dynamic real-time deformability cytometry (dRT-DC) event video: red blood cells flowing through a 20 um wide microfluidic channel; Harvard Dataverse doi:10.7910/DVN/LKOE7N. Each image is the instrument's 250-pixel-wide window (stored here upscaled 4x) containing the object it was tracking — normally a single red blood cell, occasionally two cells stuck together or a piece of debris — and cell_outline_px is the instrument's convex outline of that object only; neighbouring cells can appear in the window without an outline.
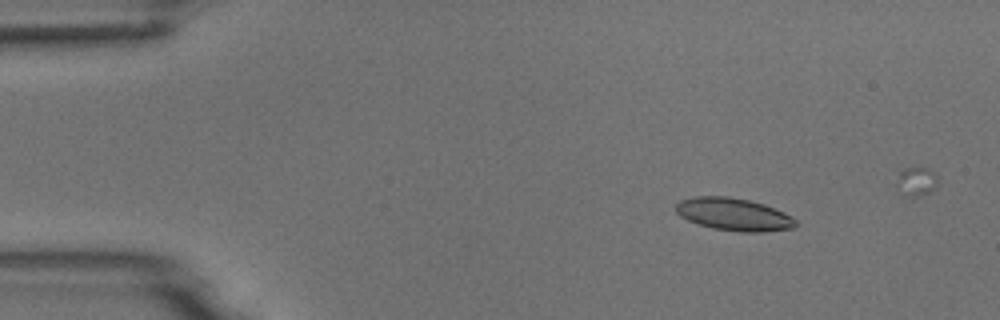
{"species": "common noctule bat (a hibernating species)", "species_latin": "Nyctalus noctula", "temperature_condition": "room temperature", "stored_images_in_passage": 17, "camera_frame_rate_fps": 3000, "um_per_image_px": 0.085, "animal": {"sex": "male", "body_mass_g": 18.8}, "frame": {"image": 1, "passage_image": 8, "time_ms": 2.333, "image_size_px": [1000, 320], "cell_outline_px": [[800, 224], [792, 228], [764, 232], [740, 232], [712, 228], [688, 220], [680, 216], [676, 212], [676, 204], [680, 200], [692, 196], [728, 196], [748, 200], [764, 204], [784, 212], [792, 216]], "centroid_in_image_um": [62.39, 18.22], "position_along_channel_um": 22.6, "area_um2": 22.89}}
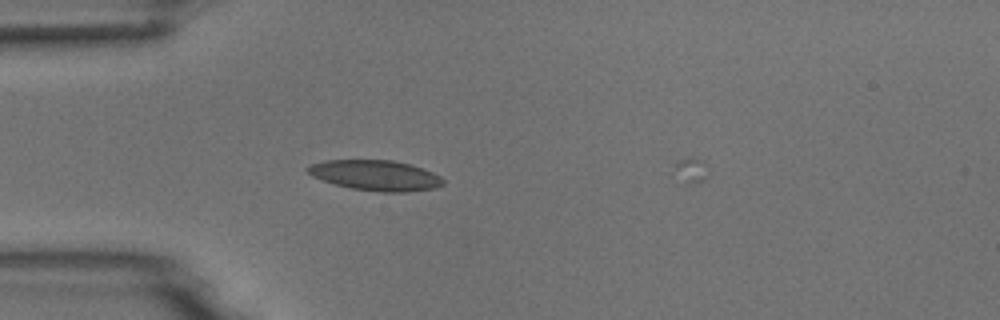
{"frame": {"image": 2, "passage_image": 16, "time_ms": 5.0, "image_size_px": [1000, 320], "cell_outline_px": [[444, 184], [436, 188], [404, 192], [380, 192], [352, 188], [336, 184], [312, 176], [304, 168], [308, 164], [324, 160], [392, 160], [408, 164], [432, 172], [440, 176], [444, 180]], "centroid_in_image_um": [31.9, 14.9], "position_along_channel_um": 53.1, "area_um2": 23.87}}